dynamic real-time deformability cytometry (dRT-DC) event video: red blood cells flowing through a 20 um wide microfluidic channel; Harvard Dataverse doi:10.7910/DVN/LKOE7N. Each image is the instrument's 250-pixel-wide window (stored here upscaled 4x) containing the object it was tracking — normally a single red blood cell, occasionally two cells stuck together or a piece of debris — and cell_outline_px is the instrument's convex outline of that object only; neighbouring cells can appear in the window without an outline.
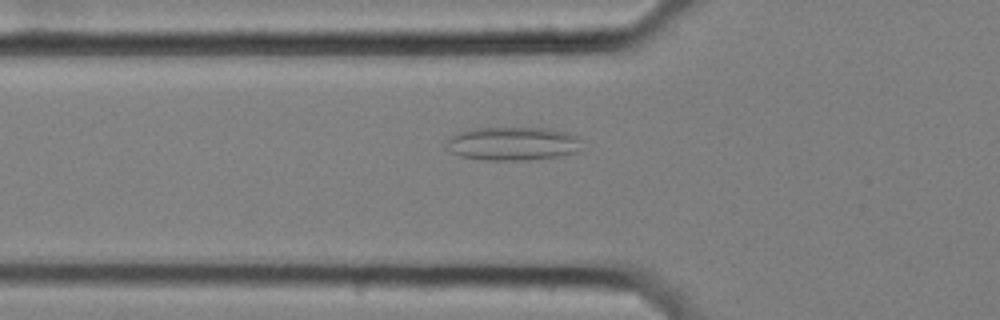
{"species": "common noctule bat (a hibernating species)", "species_latin": "Nyctalus noctula", "temperature_condition": "cold", "stored_images_in_passage": 15, "camera_frame_rate_fps": 3000, "um_per_image_px": 0.085, "animal": {"sex": "female", "body_mass_g": 25.1}, "frame": {"image": 1, "passage_image": 11, "time_ms": 3.333, "image_size_px": [1000, 320], "cell_outline_px": [[580, 140], [576, 152], [556, 156], [528, 160], [484, 160], [460, 156], [452, 152], [444, 144], [452, 136], [460, 132], [472, 128], [548, 128], [580, 136]], "centroid_in_image_um": [43.55, 12.21], "position_along_channel_um": 82.2, "area_um2": 26.24}}